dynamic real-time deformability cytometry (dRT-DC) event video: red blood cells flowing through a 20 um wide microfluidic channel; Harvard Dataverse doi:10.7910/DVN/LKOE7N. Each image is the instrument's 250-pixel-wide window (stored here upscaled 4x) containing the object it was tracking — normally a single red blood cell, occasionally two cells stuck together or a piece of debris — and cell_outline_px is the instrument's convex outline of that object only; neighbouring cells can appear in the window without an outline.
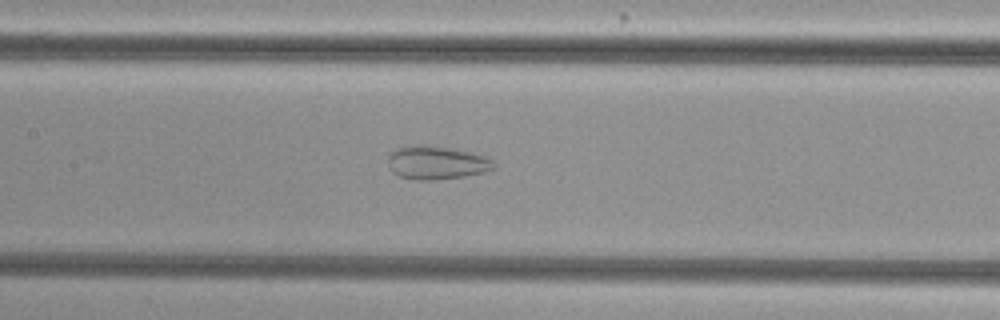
{"species": "common noctule bat (a hibernating species)", "species_latin": "Nyctalus noctula", "temperature_condition": "cold", "stored_images_in_passage": 55, "camera_frame_rate_fps": 3000, "um_per_image_px": 0.085, "animal": {"sex": "female", "body_mass_g": 29.2, "forearm_length_mm": 56.3}, "frame": {"image": 1, "passage_image": 27, "time_ms": 8.667, "image_size_px": [1000, 320], "cell_outline_px": [[496, 168], [484, 172], [464, 176], [436, 180], [416, 180], [400, 176], [392, 172], [388, 168], [388, 156], [392, 152], [400, 148], [416, 144], [424, 144], [452, 148], [468, 152], [492, 160], [496, 164]], "centroid_in_image_um": [37.08, 13.83], "position_along_channel_um": 170.3, "area_um2": 20.52}}
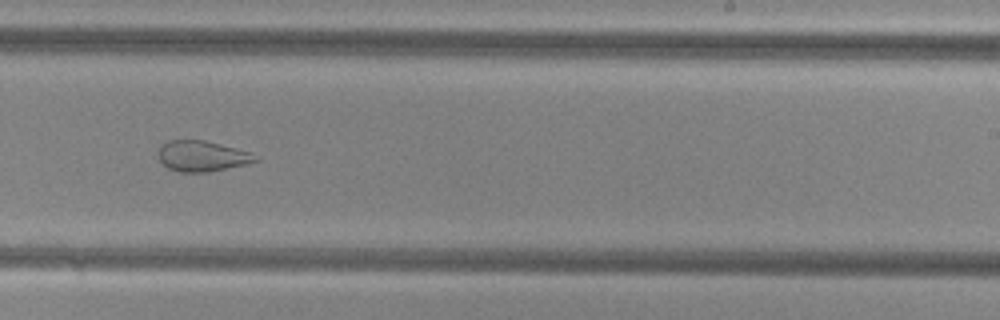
{"frame": {"image": 2, "passage_image": 35, "time_ms": 11.333, "image_size_px": [1000, 320], "cell_outline_px": [[260, 160], [244, 164], [208, 172], [180, 172], [168, 168], [160, 160], [160, 144], [168, 140], [204, 140], [252, 152], [260, 156]], "centroid_in_image_um": [17.21, 13.26], "position_along_channel_um": 271.8, "area_um2": 17.28}}
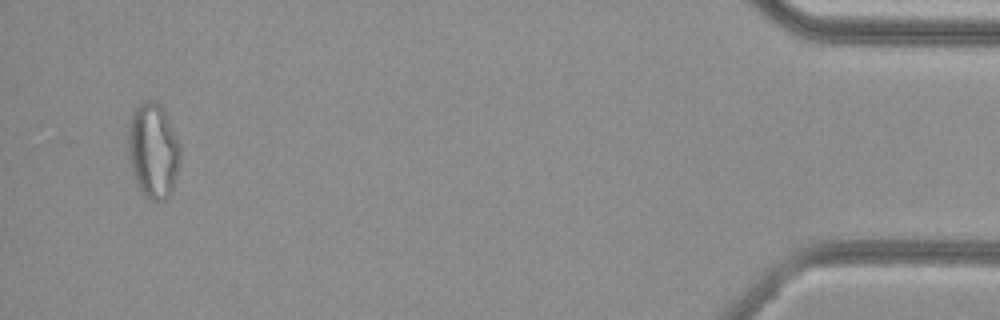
{"frame": {"image": 3, "passage_image": 53, "time_ms": 17.333, "image_size_px": [1000, 320], "cell_outline_px": [[180, 164], [172, 192], [164, 200], [156, 204], [144, 196], [140, 192], [136, 184], [132, 172], [128, 152], [128, 128], [132, 112], [140, 100], [156, 100], [160, 104], [180, 144]], "centroid_in_image_um": [13.01, 12.84], "position_along_channel_um": 422.2, "area_um2": 29.48}, "authors_computed_cell_mechanics": {"area_um2": 26.6458, "velocity_mm_per_s": 3.8226, "shape_relaxation_time_tau1_ms": null, "shape_relaxation_time_tau2_ms": 1.7957, "deformation_change_tau1": null, "deformation_change_tau2": 0.0914}}